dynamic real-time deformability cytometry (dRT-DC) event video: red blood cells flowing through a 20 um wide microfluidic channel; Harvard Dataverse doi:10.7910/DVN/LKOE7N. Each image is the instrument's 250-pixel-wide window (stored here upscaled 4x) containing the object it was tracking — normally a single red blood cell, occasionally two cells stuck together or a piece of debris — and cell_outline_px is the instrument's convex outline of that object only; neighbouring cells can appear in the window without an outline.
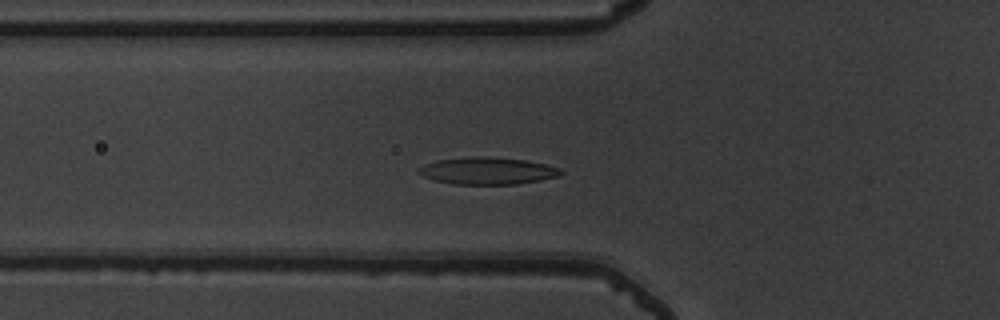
{"species": "common noctule bat (a hibernating species)", "species_latin": "Nyctalus noctula", "temperature_condition": "warm", "stored_images_in_passage": 48, "camera_frame_rate_fps": 3000, "um_per_image_px": 0.085, "animal": {"sex": "male", "body_mass_g": 19.5, "forearm_length_mm": 54.6}, "frame": {"image": 1, "passage_image": 14, "time_ms": 4.333, "image_size_px": [1000, 320], "cell_outline_px": [[564, 172], [556, 176], [516, 184], [452, 184], [432, 180], [416, 172], [416, 168], [424, 164], [440, 160], [472, 156], [480, 156], [524, 160], [544, 164], [560, 168]], "centroid_in_image_um": [41.35, 14.52], "position_along_channel_um": 84.4, "area_um2": 22.2}}
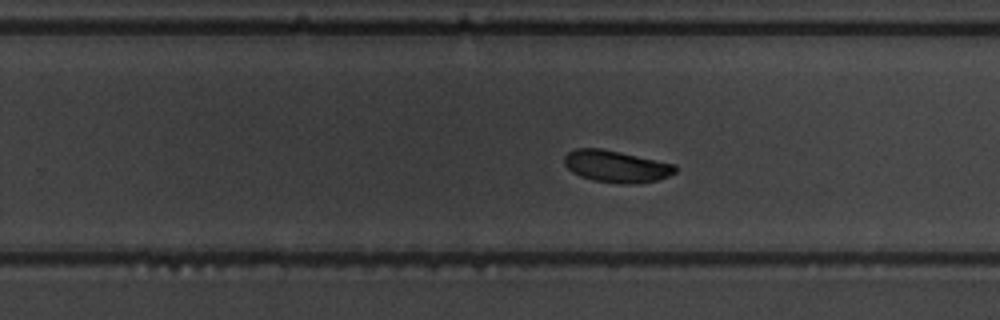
{"frame": {"image": 2, "passage_image": 29, "time_ms": 9.333, "image_size_px": [1000, 320], "cell_outline_px": [[676, 172], [668, 176], [656, 180], [636, 184], [620, 184], [592, 180], [580, 176], [572, 172], [564, 164], [564, 156], [568, 152], [576, 148], [600, 148], [620, 152], [676, 164]], "centroid_in_image_um": [52.37, 14.14], "position_along_channel_um": 277.4, "area_um2": 20.69}}
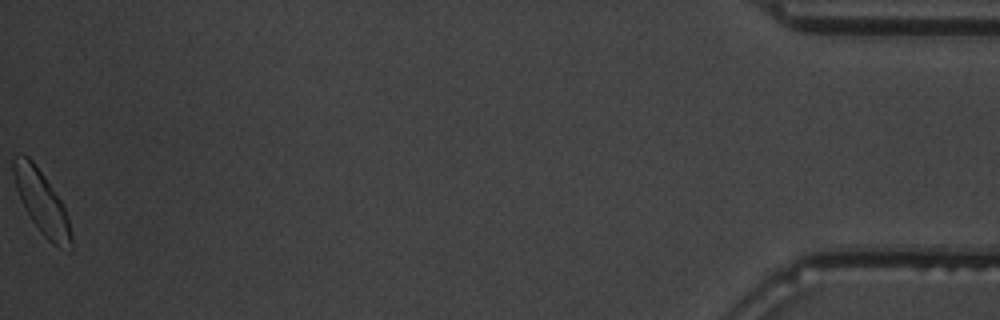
{"frame": {"image": 3, "passage_image": 48, "time_ms": 15.667, "image_size_px": [1000, 320], "cell_outline_px": [[72, 248], [60, 248], [52, 244], [40, 232], [24, 208], [20, 200], [16, 188], [12, 172], [12, 156], [28, 156], [32, 160], [44, 176], [60, 200], [64, 208], [68, 220], [72, 236]], "centroid_in_image_um": [3.52, 17.2], "position_along_channel_um": 431.7, "area_um2": 20.92}, "authors_computed_cell_mechanics": {"area_um2": 21.0392, "velocity_mm_per_s": 3.8624, "shape_relaxation_time_tau1_ms": 3.4281, "shape_relaxation_time_tau2_ms": 1.4044, "deformation_change_tau1": 0.1251, "deformation_change_tau2": 0.0482}}